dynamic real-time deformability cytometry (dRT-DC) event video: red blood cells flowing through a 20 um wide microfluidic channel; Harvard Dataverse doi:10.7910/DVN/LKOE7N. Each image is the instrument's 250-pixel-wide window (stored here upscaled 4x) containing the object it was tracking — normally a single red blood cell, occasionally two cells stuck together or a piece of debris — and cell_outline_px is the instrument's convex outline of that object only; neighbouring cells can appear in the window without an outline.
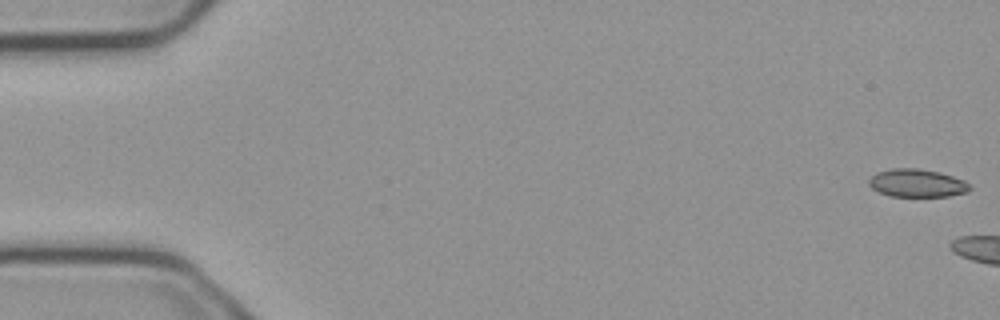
{"species": "common noctule bat (a hibernating species)", "species_latin": "Nyctalus noctula", "temperature_condition": "cold", "stored_images_in_passage": 4, "camera_frame_rate_fps": 3000, "um_per_image_px": 0.085, "animal": {"sex": "male", "body_mass_g": 23.1, "forearm_length_mm": 52.7}, "frame": {"image": 1, "passage_image": 1, "time_ms": 0.0, "image_size_px": [1000, 320], "cell_outline_px": [[972, 188], [968, 192], [948, 196], [888, 196], [872, 188], [868, 184], [868, 180], [876, 172], [892, 168], [916, 168], [936, 172], [952, 176], [964, 180]], "centroid_in_image_um": [77.92, 15.57], "position_along_channel_um": 7.1, "area_um2": 16.36}}